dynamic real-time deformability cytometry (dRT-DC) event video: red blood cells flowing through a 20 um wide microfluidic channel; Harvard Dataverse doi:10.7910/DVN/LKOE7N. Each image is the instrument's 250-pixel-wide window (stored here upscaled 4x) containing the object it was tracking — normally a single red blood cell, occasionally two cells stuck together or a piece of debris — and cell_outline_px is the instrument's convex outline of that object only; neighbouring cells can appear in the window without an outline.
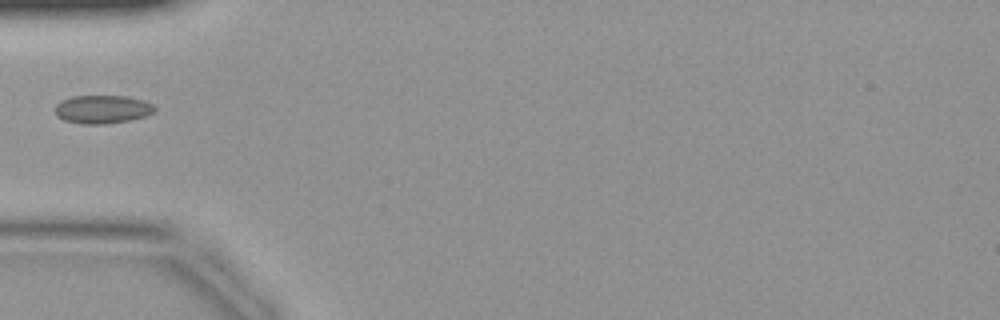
{"species": "common noctule bat (a hibernating species)", "species_latin": "Nyctalus noctula", "temperature_condition": "warm", "stored_images_in_passage": 28, "camera_frame_rate_fps": 3000, "um_per_image_px": 0.085, "animal": {"sex": "female", "body_mass_g": 19.9}, "frame": {"image": 1, "passage_image": 1, "time_ms": 0.0, "image_size_px": [1000, 320], "cell_outline_px": [[156, 108], [152, 112], [144, 116], [132, 120], [104, 124], [80, 124], [64, 120], [56, 116], [56, 104], [60, 100], [72, 96], [128, 96], [144, 100], [152, 104]], "centroid_in_image_um": [8.68, 9.29], "position_along_channel_um": 76.3, "area_um2": 16.53}}
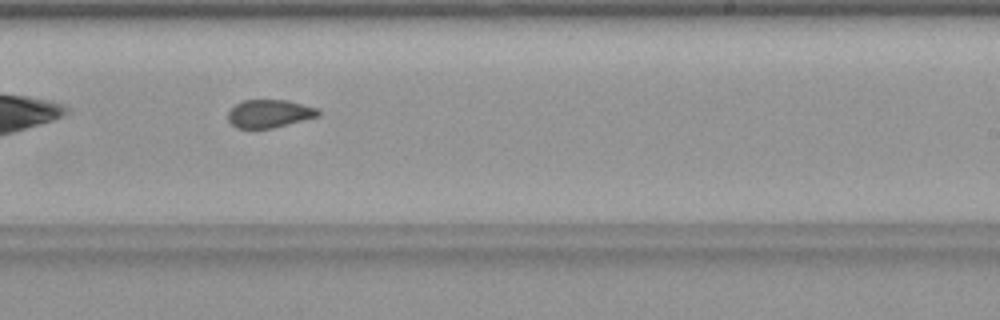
{"frame": {"image": 2, "passage_image": 13, "time_ms": 4.0, "image_size_px": [1000, 320], "cell_outline_px": [[320, 116], [272, 128], [236, 128], [228, 120], [228, 112], [236, 104], [244, 100], [288, 100], [316, 108], [320, 112]], "centroid_in_image_um": [22.9, 9.66], "position_along_channel_um": 266.1, "area_um2": 14.62}}